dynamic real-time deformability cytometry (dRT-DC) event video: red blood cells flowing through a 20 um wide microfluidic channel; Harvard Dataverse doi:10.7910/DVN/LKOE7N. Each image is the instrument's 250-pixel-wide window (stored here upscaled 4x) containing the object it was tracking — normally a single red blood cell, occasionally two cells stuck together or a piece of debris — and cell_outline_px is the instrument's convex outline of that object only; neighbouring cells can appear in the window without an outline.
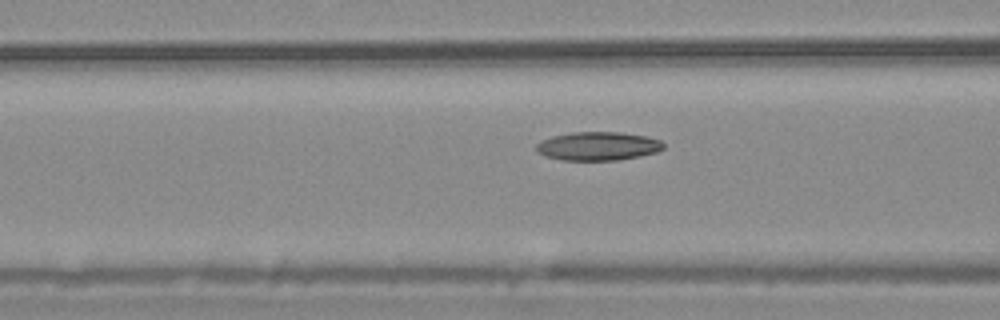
{"species": "common noctule bat (a hibernating species)", "species_latin": "Nyctalus noctula", "temperature_condition": "warm", "stored_images_in_passage": 17, "camera_frame_rate_fps": 3000, "um_per_image_px": 0.085, "animal": {"sex": "male", "body_mass_g": 20.4}, "frame": {"image": 1, "passage_image": 15, "time_ms": 4.667, "image_size_px": [1000, 320], "cell_outline_px": [[664, 148], [656, 152], [640, 156], [616, 160], [560, 160], [544, 156], [536, 152], [536, 144], [540, 140], [552, 136], [572, 132], [620, 132], [644, 136], [660, 140], [664, 144]], "centroid_in_image_um": [50.78, 12.42], "position_along_channel_um": 115.8, "area_um2": 21.27}}